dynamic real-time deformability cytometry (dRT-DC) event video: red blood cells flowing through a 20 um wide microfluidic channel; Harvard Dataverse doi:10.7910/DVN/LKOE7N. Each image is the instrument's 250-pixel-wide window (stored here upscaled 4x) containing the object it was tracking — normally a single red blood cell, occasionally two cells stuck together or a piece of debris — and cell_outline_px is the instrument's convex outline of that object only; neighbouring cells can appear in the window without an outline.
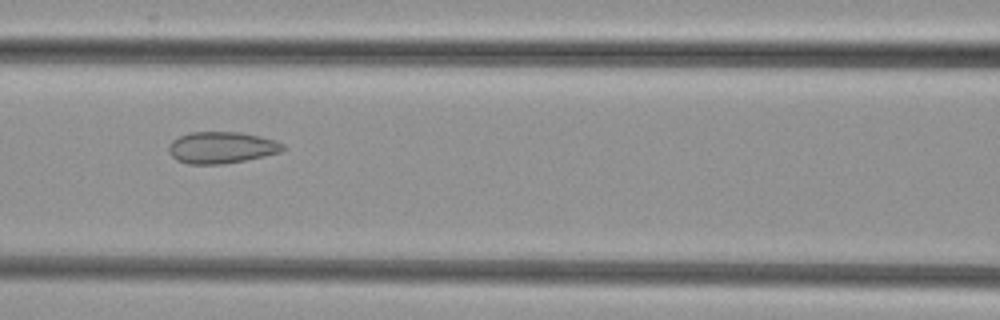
{"species": "common noctule bat (a hibernating species)", "species_latin": "Nyctalus noctula", "temperature_condition": "cold", "stored_images_in_passage": 5, "camera_frame_rate_fps": 3000, "um_per_image_px": 0.085, "animal": {"sex": "female", "body_mass_g": 29.2, "forearm_length_mm": 56.3}, "frame": {"image": 1, "passage_image": 3, "time_ms": 0.667, "image_size_px": [1000, 320], "cell_outline_px": [[288, 148], [280, 152], [264, 156], [224, 164], [188, 164], [176, 160], [168, 152], [168, 144], [172, 140], [180, 136], [192, 132], [240, 132], [260, 136], [276, 140], [284, 144]], "centroid_in_image_um": [18.84, 12.54], "position_along_channel_um": 147.8, "area_um2": 21.21}}
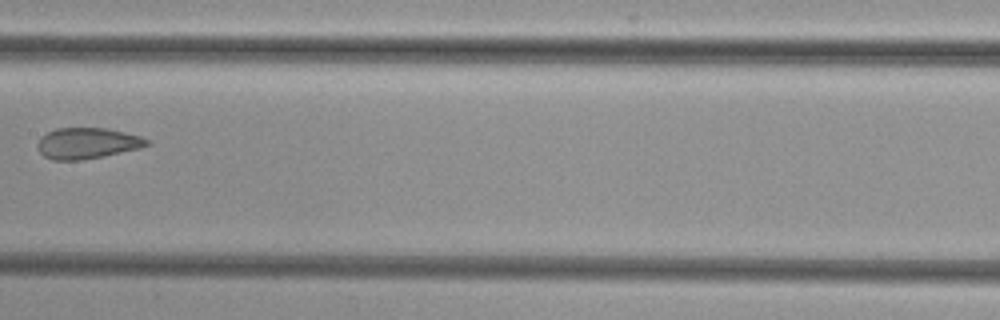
{"frame": {"image": 2, "passage_image": 4, "time_ms": 1.0, "image_size_px": [1000, 320], "cell_outline_px": [[152, 144], [140, 148], [104, 156], [84, 160], [52, 160], [44, 156], [36, 148], [36, 144], [40, 136], [56, 128], [104, 128], [124, 132], [140, 136], [148, 140]], "centroid_in_image_um": [7.38, 12.18], "position_along_channel_um": 200.0, "area_um2": 19.88}}
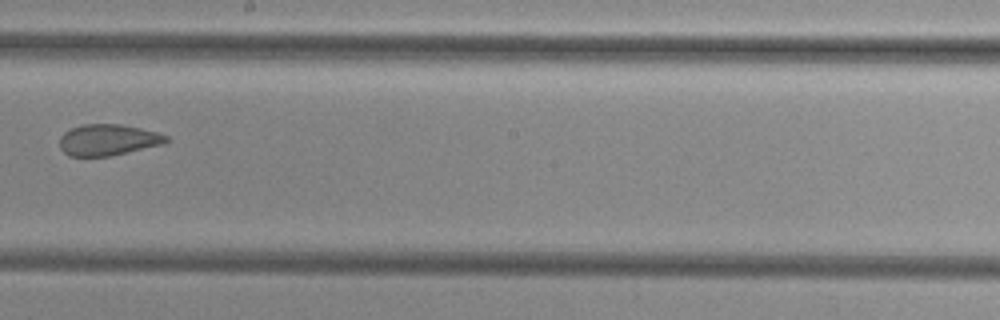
{"frame": {"image": 3, "passage_image": 5, "time_ms": 1.333, "image_size_px": [1000, 320], "cell_outline_px": [[168, 140], [164, 144], [112, 156], [68, 156], [60, 148], [60, 136], [64, 132], [72, 128], [84, 124], [120, 124], [140, 128], [156, 132], [168, 136]], "centroid_in_image_um": [9.18, 11.9], "position_along_channel_um": 239.0, "area_um2": 19.42}}